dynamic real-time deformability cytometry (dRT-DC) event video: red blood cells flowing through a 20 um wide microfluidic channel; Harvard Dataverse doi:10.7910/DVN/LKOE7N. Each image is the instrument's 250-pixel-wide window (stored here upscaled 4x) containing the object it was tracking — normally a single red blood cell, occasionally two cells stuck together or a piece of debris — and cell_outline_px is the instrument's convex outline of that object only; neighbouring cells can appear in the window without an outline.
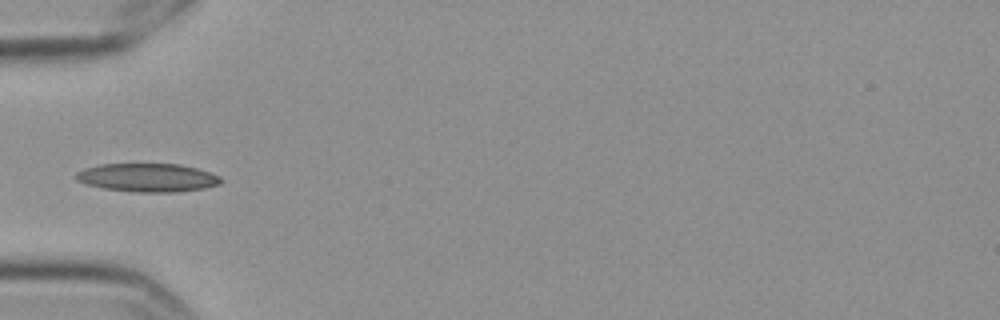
{"species": "Egyptian fruit bat (a non-hibernating species)", "species_latin": "Rousettus aegyptiacus", "temperature_condition": "cold", "stored_images_in_passage": 7, "camera_frame_rate_fps": 3000, "um_per_image_px": 0.085, "frame": {"image": 1, "passage_image": 5, "time_ms": 1.333, "image_size_px": [1000, 320], "cell_outline_px": [[224, 180], [220, 184], [204, 188], [176, 192], [136, 192], [104, 188], [88, 184], [76, 180], [76, 172], [84, 168], [100, 164], [180, 164], [196, 168], [220, 176]], "centroid_in_image_um": [12.56, 15.09], "position_along_channel_um": 72.4, "area_um2": 23.93}}
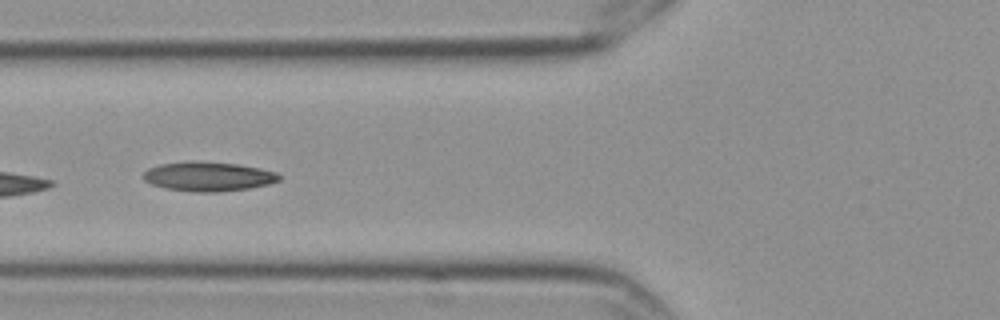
{"frame": {"image": 2, "passage_image": 6, "time_ms": 1.667, "image_size_px": [1000, 320], "cell_outline_px": [[280, 180], [268, 184], [248, 188], [220, 192], [196, 192], [164, 188], [152, 184], [144, 180], [144, 172], [148, 168], [160, 164], [188, 160], [196, 160], [240, 164], [260, 168], [276, 172], [280, 176]], "centroid_in_image_um": [17.69, 14.98], "position_along_channel_um": 108.1, "area_um2": 23.47}}
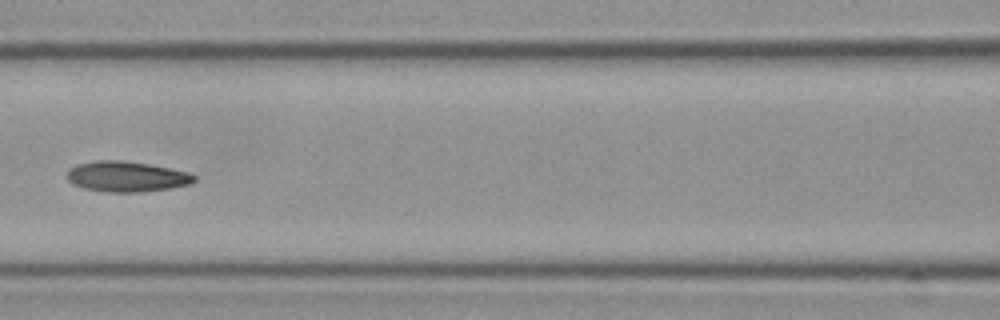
{"frame": {"image": 3, "passage_image": 7, "time_ms": 2.0, "image_size_px": [1000, 320], "cell_outline_px": [[196, 180], [192, 184], [168, 188], [140, 192], [108, 192], [84, 188], [72, 184], [68, 180], [68, 168], [76, 164], [96, 160], [120, 160], [148, 164], [188, 172], [196, 176]], "centroid_in_image_um": [10.74, 15.0], "position_along_channel_um": 155.9, "area_um2": 22.54}}